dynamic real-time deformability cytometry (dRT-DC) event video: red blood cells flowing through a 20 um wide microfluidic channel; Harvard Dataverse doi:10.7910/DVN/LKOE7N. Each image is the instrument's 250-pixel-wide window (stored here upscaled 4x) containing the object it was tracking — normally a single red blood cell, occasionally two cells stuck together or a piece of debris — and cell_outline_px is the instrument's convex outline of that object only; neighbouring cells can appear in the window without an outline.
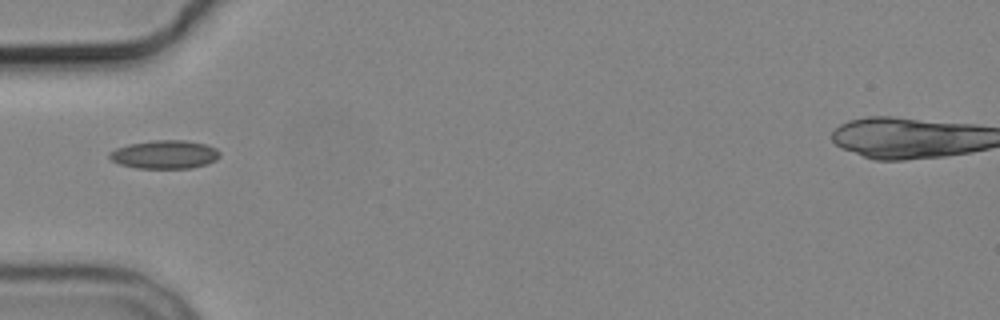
{"species": "common noctule bat (a hibernating species)", "species_latin": "Nyctalus noctula", "temperature_condition": "cold", "stored_images_in_passage": 8, "camera_frame_rate_fps": 3000, "um_per_image_px": 0.085, "animal": {"sex": "male", "body_mass_g": 19.2, "forearm_length_mm": 51.8}, "frame": {"image": 1, "passage_image": 5, "time_ms": 5.0, "image_size_px": [1000, 320], "cell_outline_px": [[220, 156], [216, 160], [208, 164], [192, 168], [136, 168], [120, 164], [112, 160], [108, 156], [108, 152], [116, 148], [128, 144], [152, 140], [184, 140], [204, 144], [216, 148], [220, 152]], "centroid_in_image_um": [14.0, 13.13], "position_along_channel_um": 71.0, "area_um2": 18.38}}
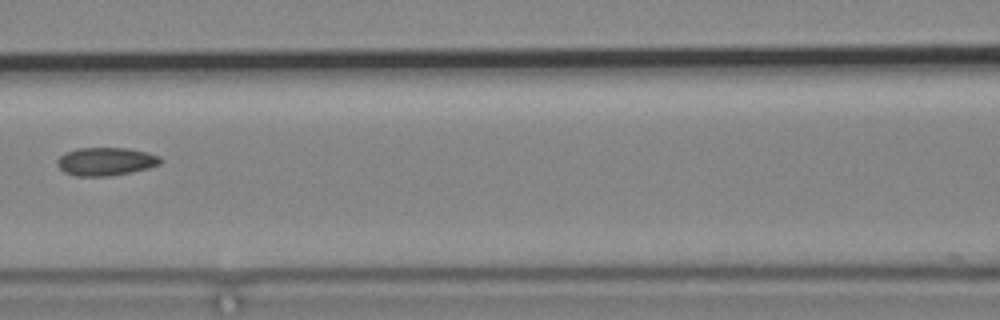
{"frame": {"image": 2, "passage_image": 7, "time_ms": 7.333, "image_size_px": [1000, 320], "cell_outline_px": [[160, 164], [148, 168], [132, 172], [112, 176], [76, 176], [64, 172], [56, 164], [56, 160], [64, 152], [76, 148], [128, 148], [148, 152], [160, 156]], "centroid_in_image_um": [8.97, 13.72], "position_along_channel_um": 157.6, "area_um2": 17.11}}
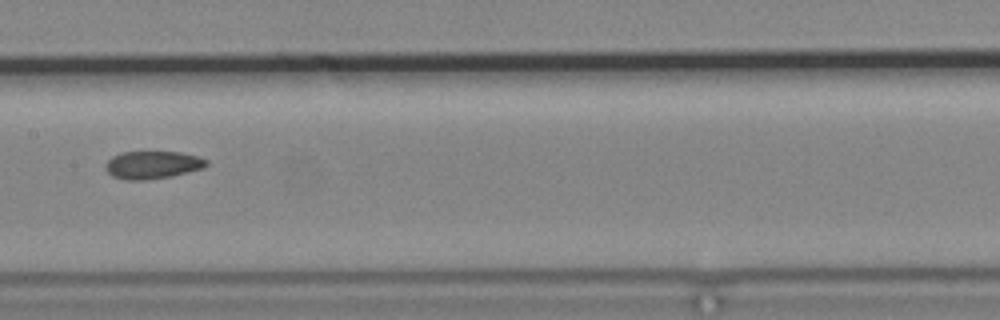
{"frame": {"image": 3, "passage_image": 8, "time_ms": 8.333, "image_size_px": [1000, 320], "cell_outline_px": [[208, 164], [204, 168], [172, 176], [148, 180], [124, 180], [112, 176], [104, 168], [104, 164], [112, 156], [120, 152], [180, 152], [196, 156], [208, 160]], "centroid_in_image_um": [12.94, 14.02], "position_along_channel_um": 194.5, "area_um2": 16.47}}